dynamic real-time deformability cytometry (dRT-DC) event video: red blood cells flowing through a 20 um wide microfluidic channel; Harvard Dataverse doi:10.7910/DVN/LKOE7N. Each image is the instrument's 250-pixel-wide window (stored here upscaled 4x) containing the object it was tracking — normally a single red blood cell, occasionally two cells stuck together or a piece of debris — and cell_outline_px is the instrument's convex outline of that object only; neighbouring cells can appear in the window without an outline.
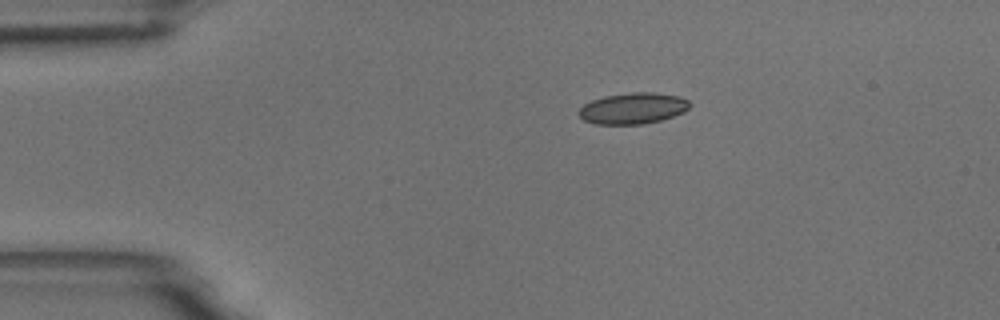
{"species": "common noctule bat (a hibernating species)", "species_latin": "Nyctalus noctula", "temperature_condition": "room temperature", "stored_images_in_passage": 8, "camera_frame_rate_fps": 3000, "um_per_image_px": 0.085, "animal": {"sex": "male", "body_mass_g": 18.8}, "frame": {"image": 1, "passage_image": 1, "time_ms": 0.0, "image_size_px": [1000, 320], "cell_outline_px": [[692, 104], [684, 112], [660, 120], [644, 124], [596, 124], [584, 120], [576, 112], [584, 104], [592, 100], [604, 96], [632, 92], [652, 92], [680, 96], [688, 100]], "centroid_in_image_um": [53.8, 9.2], "position_along_channel_um": 31.2, "area_um2": 20.17}}
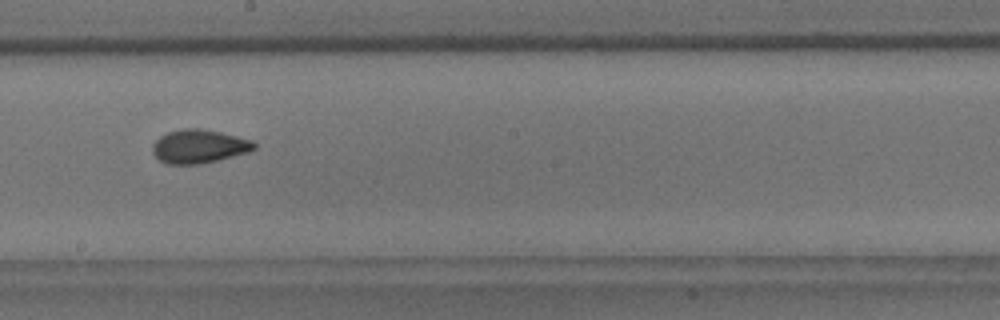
{"frame": {"image": 2, "passage_image": 7, "time_ms": 6.667, "image_size_px": [1000, 320], "cell_outline_px": [[256, 148], [248, 152], [200, 164], [168, 164], [160, 160], [152, 152], [152, 144], [160, 136], [168, 132], [180, 128], [200, 128], [220, 132], [252, 140], [256, 144]], "centroid_in_image_um": [16.89, 12.43], "position_along_channel_um": 231.3, "area_um2": 19.83}}
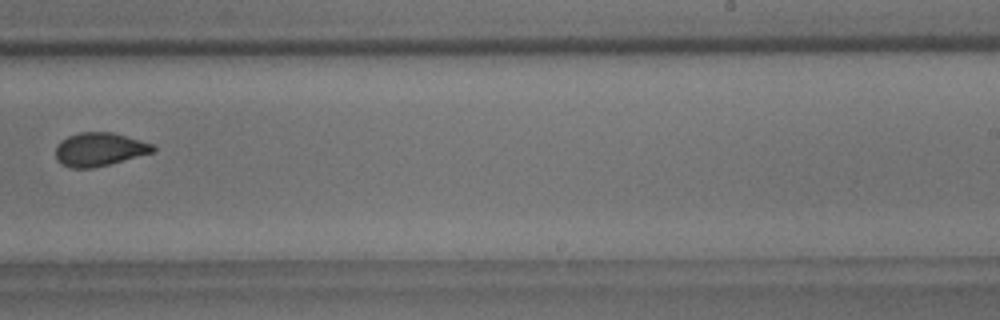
{"frame": {"image": 3, "passage_image": 8, "time_ms": 8.0, "image_size_px": [1000, 320], "cell_outline_px": [[156, 152], [92, 168], [68, 168], [60, 164], [56, 160], [56, 144], [60, 140], [68, 136], [80, 132], [112, 132], [140, 140], [152, 144], [156, 148]], "centroid_in_image_um": [8.42, 12.7], "position_along_channel_um": 280.6, "area_um2": 19.13}}